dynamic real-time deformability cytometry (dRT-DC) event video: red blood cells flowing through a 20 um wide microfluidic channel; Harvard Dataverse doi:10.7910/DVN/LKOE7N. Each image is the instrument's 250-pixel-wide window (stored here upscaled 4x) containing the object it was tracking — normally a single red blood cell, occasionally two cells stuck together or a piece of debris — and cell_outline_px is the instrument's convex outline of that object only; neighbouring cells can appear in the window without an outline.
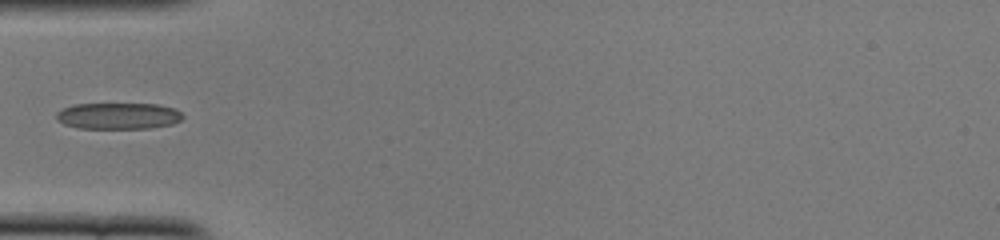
{"species": "common noctule bat (a hibernating species)", "species_latin": "Nyctalus noctula", "temperature_condition": "cold", "stored_images_in_passage": 35, "camera_frame_rate_fps": 3000, "um_per_image_px": 0.085, "animal": {"sex": "female", "body_mass_g": 22.0, "forearm_length_mm": 56.7}, "frame": {"image": 1, "passage_image": 1, "time_ms": 0.0, "image_size_px": [1000, 240], "cell_outline_px": [[184, 116], [180, 120], [172, 124], [148, 128], [76, 128], [64, 124], [56, 120], [56, 112], [72, 104], [156, 104], [176, 108]], "centroid_in_image_um": [10.03, 9.85], "position_along_channel_um": 75.0, "area_um2": 19.48}}
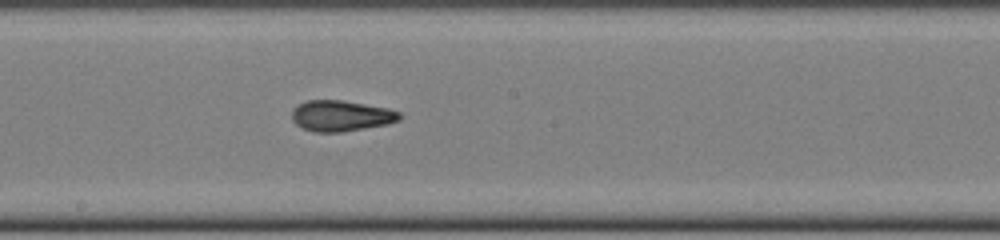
{"frame": {"image": 2, "passage_image": 12, "time_ms": 3.667, "image_size_px": [1000, 240], "cell_outline_px": [[400, 120], [388, 124], [340, 132], [316, 132], [304, 128], [296, 124], [292, 120], [292, 108], [308, 100], [344, 100], [388, 108], [400, 112]], "centroid_in_image_um": [28.99, 9.84], "position_along_channel_um": 219.2, "area_um2": 19.31}}
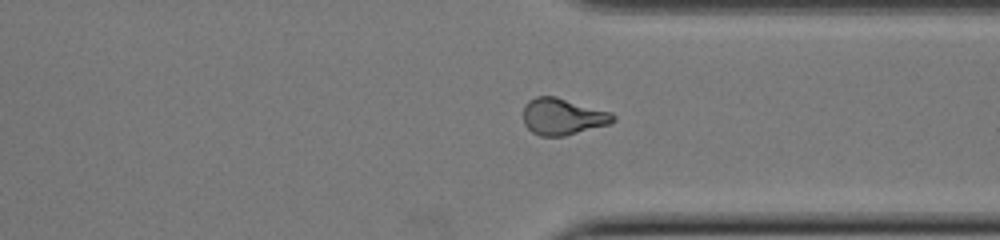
{"frame": {"image": 3, "passage_image": 23, "time_ms": 7.333, "image_size_px": [1000, 240], "cell_outline_px": [[616, 120], [608, 124], [564, 136], [540, 136], [532, 132], [524, 124], [524, 104], [528, 100], [536, 96], [556, 96], [612, 112], [616, 116]], "centroid_in_image_um": [47.83, 9.89], "position_along_channel_um": 363.6, "area_um2": 19.25}}